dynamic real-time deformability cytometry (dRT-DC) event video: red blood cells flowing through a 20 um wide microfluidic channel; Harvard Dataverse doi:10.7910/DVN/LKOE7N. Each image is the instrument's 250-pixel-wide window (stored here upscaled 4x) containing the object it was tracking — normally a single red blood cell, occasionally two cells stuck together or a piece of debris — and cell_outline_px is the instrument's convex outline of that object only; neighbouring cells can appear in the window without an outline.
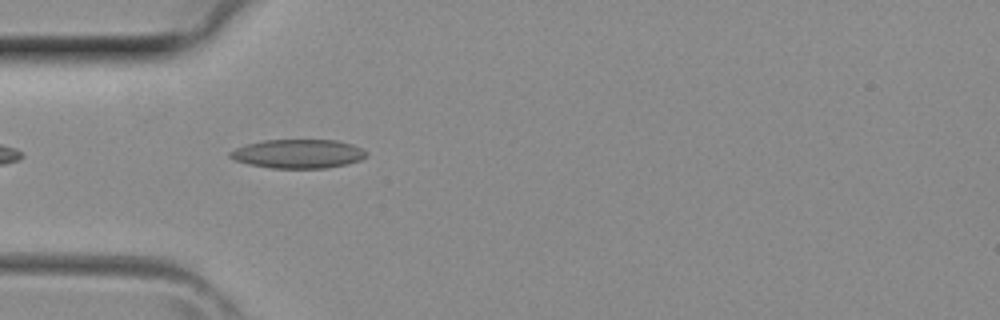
{"species": "common noctule bat (a hibernating species)", "species_latin": "Nyctalus noctula", "temperature_condition": "room temperature", "stored_images_in_passage": 4, "camera_frame_rate_fps": 3000, "um_per_image_px": 0.085, "animal": {"sex": "female", "body_mass_g": 29.2, "forearm_length_mm": 56.3}, "frame": {"image": 1, "passage_image": 4, "time_ms": 1.0, "image_size_px": [1000, 320], "cell_outline_px": [[368, 156], [360, 160], [348, 164], [324, 168], [272, 168], [248, 164], [236, 160], [228, 156], [228, 152], [236, 148], [248, 144], [264, 140], [336, 140], [352, 144], [368, 152]], "centroid_in_image_um": [25.36, 13.07], "position_along_channel_um": 59.6, "area_um2": 22.95}}